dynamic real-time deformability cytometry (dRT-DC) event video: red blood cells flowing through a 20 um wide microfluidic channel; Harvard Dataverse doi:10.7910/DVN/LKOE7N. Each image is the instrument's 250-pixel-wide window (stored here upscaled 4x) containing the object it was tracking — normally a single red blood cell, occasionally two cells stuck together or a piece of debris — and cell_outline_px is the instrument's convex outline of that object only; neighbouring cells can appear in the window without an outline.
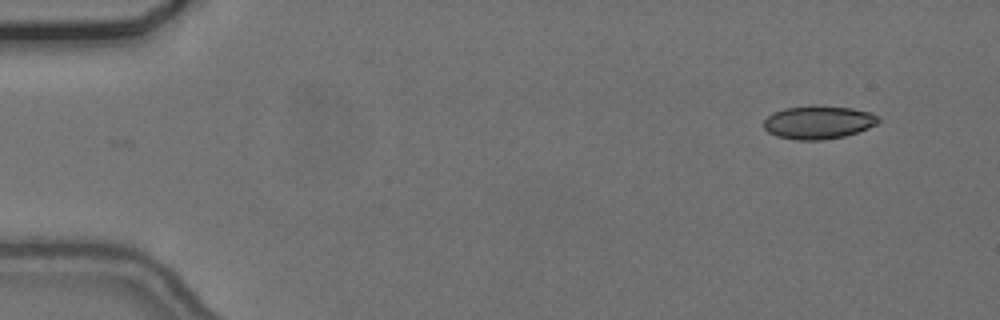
{"species": "common noctule bat (a hibernating species)", "species_latin": "Nyctalus noctula", "temperature_condition": "cold", "stored_images_in_passage": 52, "camera_frame_rate_fps": 3000, "um_per_image_px": 0.085, "animal": {"sex": "female", "body_mass_g": 24.6, "forearm_length_mm": 56.2}, "frame": {"image": 1, "passage_image": 1, "time_ms": 0.0, "image_size_px": [1000, 320], "cell_outline_px": [[880, 120], [876, 124], [868, 128], [844, 136], [820, 140], [796, 140], [776, 136], [768, 132], [764, 128], [764, 120], [772, 112], [784, 108], [812, 104], [816, 104], [852, 108], [872, 112]], "centroid_in_image_um": [69.53, 10.37], "position_along_channel_um": 15.5, "area_um2": 22.48}}
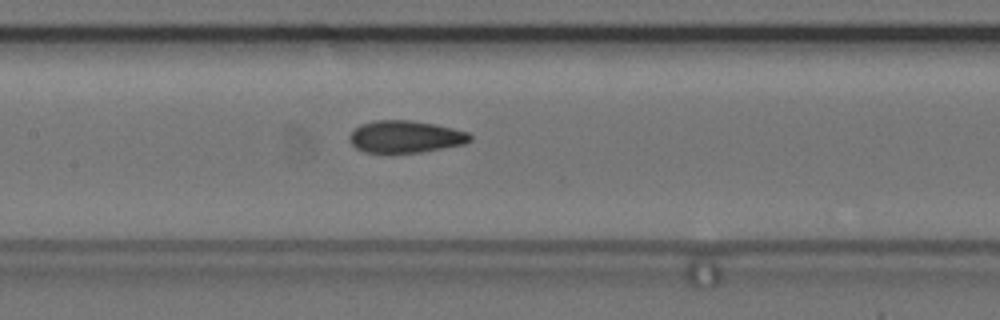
{"frame": {"image": 2, "passage_image": 23, "time_ms": 7.333, "image_size_px": [1000, 320], "cell_outline_px": [[472, 140], [464, 144], [420, 152], [392, 156], [364, 152], [356, 148], [348, 140], [348, 136], [360, 124], [372, 120], [412, 120], [436, 124], [468, 132], [472, 136]], "centroid_in_image_um": [34.41, 11.65], "position_along_channel_um": 173.0, "area_um2": 23.41}}
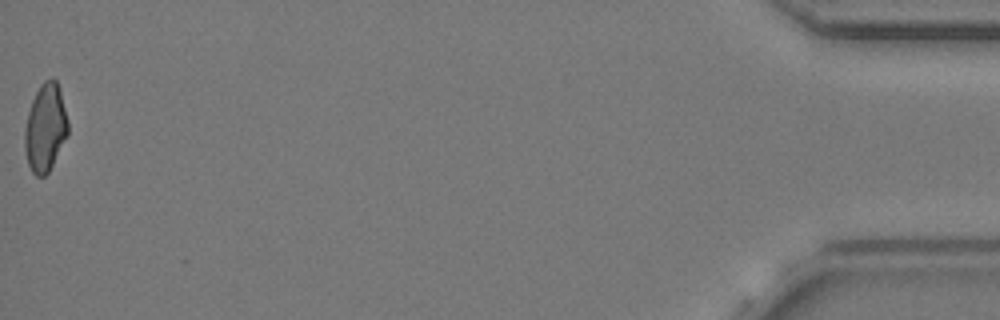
{"frame": {"image": 3, "passage_image": 52, "time_ms": 17.0, "image_size_px": [1000, 320], "cell_outline_px": [[68, 136], [48, 172], [44, 176], [36, 176], [32, 172], [28, 164], [24, 148], [24, 128], [28, 112], [32, 100], [40, 84], [44, 80], [52, 76], [56, 80], [60, 88], [68, 120]], "centroid_in_image_um": [3.86, 10.83], "position_along_channel_um": 431.3, "area_um2": 22.43}, "authors_computed_cell_mechanics": {"area_um2": 22.831, "velocity_mm_per_s": 3.6989, "shape_relaxation_time_tau1_ms": 7.9236, "shape_relaxation_time_tau2_ms": 2.3301, "deformation_change_tau1": 0.1506, "deformation_change_tau2": 0.0816}}